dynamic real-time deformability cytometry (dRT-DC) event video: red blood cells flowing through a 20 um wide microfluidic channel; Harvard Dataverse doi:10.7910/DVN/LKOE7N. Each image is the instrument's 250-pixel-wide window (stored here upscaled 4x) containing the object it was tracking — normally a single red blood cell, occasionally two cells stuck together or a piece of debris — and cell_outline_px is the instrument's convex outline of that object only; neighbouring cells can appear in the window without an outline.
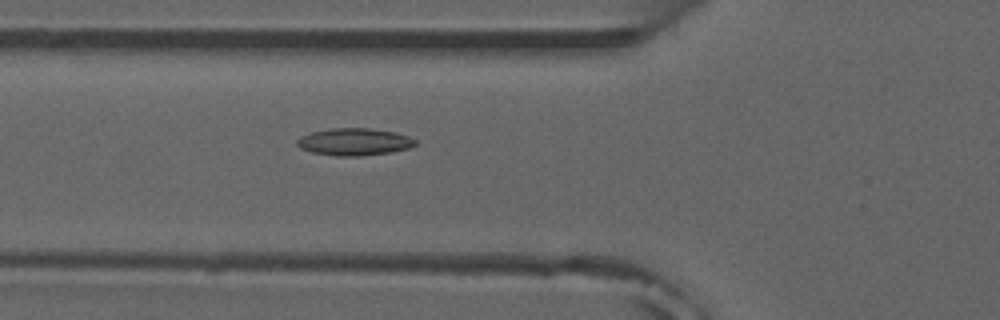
{"species": "common noctule bat (a hibernating species)", "species_latin": "Nyctalus noctula", "temperature_condition": "room temperature", "stored_images_in_passage": 6, "camera_frame_rate_fps": 3000, "um_per_image_px": 0.085, "animal": {"sex": "male", "forearm_length_mm": 52.5}, "frame": {"image": 1, "passage_image": 6, "time_ms": 5.667, "image_size_px": [1000, 320], "cell_outline_px": [[416, 144], [408, 148], [388, 152], [360, 156], [336, 156], [312, 152], [300, 148], [296, 144], [296, 140], [300, 136], [312, 132], [332, 128], [368, 128], [392, 132], [408, 136], [416, 140]], "centroid_in_image_um": [30.06, 12.05], "position_along_channel_um": 95.7, "area_um2": 18.55}}